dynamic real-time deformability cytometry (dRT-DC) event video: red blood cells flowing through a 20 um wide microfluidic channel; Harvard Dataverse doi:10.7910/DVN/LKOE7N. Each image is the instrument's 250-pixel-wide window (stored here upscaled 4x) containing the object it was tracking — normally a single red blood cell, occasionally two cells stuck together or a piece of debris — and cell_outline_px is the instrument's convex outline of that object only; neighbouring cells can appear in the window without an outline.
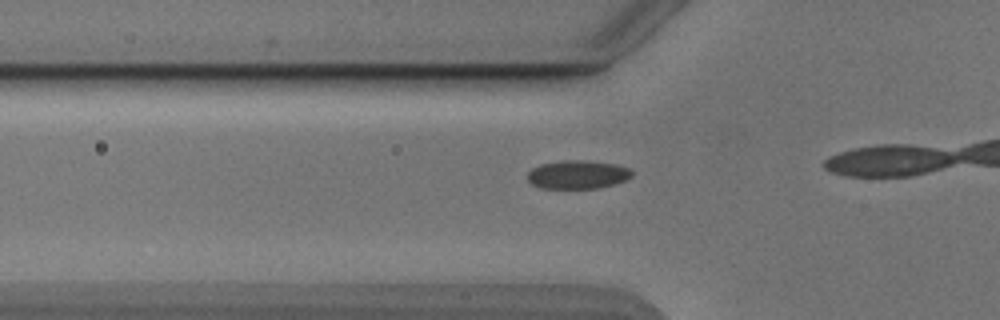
{"species": "Egyptian fruit bat (a non-hibernating species)", "species_latin": "Rousettus aegyptiacus", "temperature_condition": "cold", "stored_images_in_passage": 7, "camera_frame_rate_fps": 3000, "um_per_image_px": 0.085, "animal": {"sex": "male"}, "frame": {"image": 1, "passage_image": 2, "time_ms": 0.333, "image_size_px": [1000, 320], "cell_outline_px": [[632, 176], [616, 184], [600, 188], [540, 188], [532, 184], [528, 180], [528, 172], [532, 168], [540, 164], [564, 160], [584, 160], [616, 164], [632, 168]], "centroid_in_image_um": [49.12, 14.83], "position_along_channel_um": 76.7, "area_um2": 17.46}}
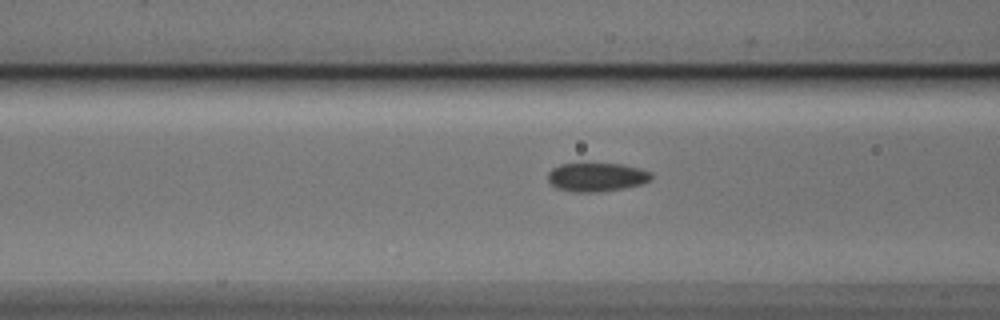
{"frame": {"image": 2, "passage_image": 5, "time_ms": 1.333, "image_size_px": [1000, 320], "cell_outline_px": [[652, 180], [644, 184], [624, 188], [600, 192], [576, 192], [556, 188], [548, 180], [548, 172], [552, 168], [560, 164], [620, 164], [640, 168], [652, 172]], "centroid_in_image_um": [50.75, 15.06], "position_along_channel_um": 115.8, "area_um2": 17.4}}